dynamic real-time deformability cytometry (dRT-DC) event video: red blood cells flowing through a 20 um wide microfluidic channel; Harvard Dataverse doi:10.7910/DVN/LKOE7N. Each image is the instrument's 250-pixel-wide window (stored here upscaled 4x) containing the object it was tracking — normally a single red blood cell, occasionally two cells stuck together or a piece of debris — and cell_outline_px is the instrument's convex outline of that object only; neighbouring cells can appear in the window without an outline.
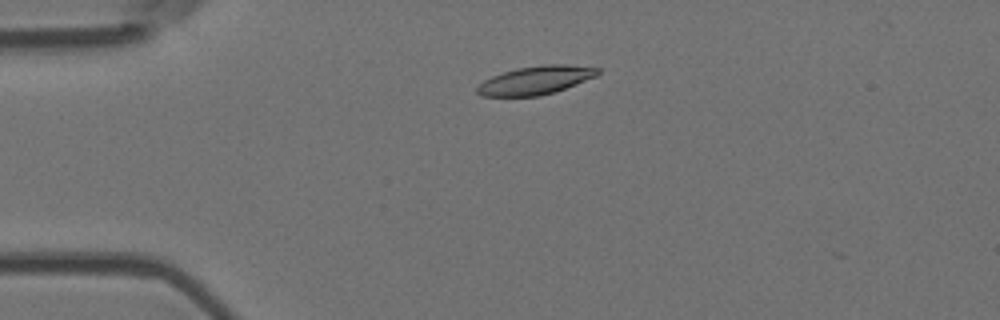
{"species": "Egyptian fruit bat (a non-hibernating species)", "species_latin": "Rousettus aegyptiacus", "temperature_condition": "room temperature", "stored_images_in_passage": 5, "camera_frame_rate_fps": 3000, "um_per_image_px": 0.085, "animal": {"sex": "female"}, "frame": {"image": 1, "passage_image": 3, "time_ms": 0.667, "image_size_px": [1000, 320], "cell_outline_px": [[600, 72], [596, 76], [556, 92], [540, 96], [480, 96], [476, 92], [476, 88], [484, 80], [492, 76], [516, 68], [544, 64], [564, 64], [600, 68]], "centroid_in_image_um": [45.53, 6.82], "position_along_channel_um": 39.5, "area_um2": 20.0}}
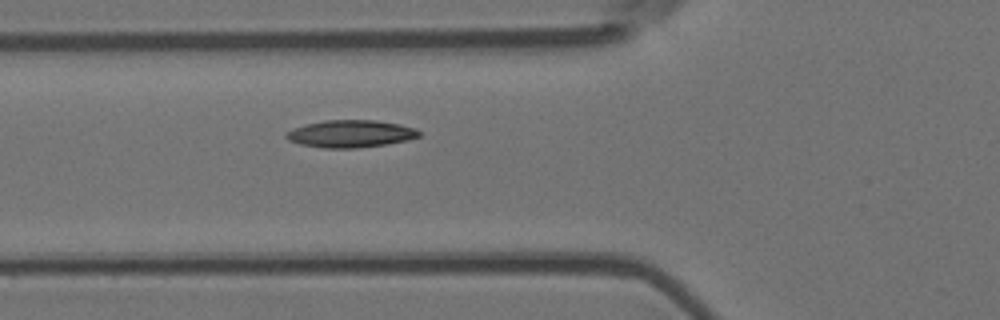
{"frame": {"image": 2, "passage_image": 5, "time_ms": 1.333, "image_size_px": [1000, 320], "cell_outline_px": [[420, 136], [408, 140], [388, 144], [356, 148], [324, 148], [300, 144], [288, 140], [284, 136], [292, 128], [324, 120], [376, 120], [400, 124], [416, 128], [420, 132]], "centroid_in_image_um": [29.82, 11.37], "position_along_channel_um": 96.0, "area_um2": 21.21}}